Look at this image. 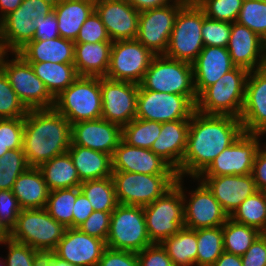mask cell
<instances>
[{"label":"cell","mask_w":266,"mask_h":266,"mask_svg":"<svg viewBox=\"0 0 266 266\" xmlns=\"http://www.w3.org/2000/svg\"><path fill=\"white\" fill-rule=\"evenodd\" d=\"M34 21L36 23V32L33 40H47L60 36L58 30V21L54 11L45 17L39 16Z\"/></svg>","instance_id":"9f6ffc18"},{"label":"cell","mask_w":266,"mask_h":266,"mask_svg":"<svg viewBox=\"0 0 266 266\" xmlns=\"http://www.w3.org/2000/svg\"><path fill=\"white\" fill-rule=\"evenodd\" d=\"M190 119L163 122L150 150L166 161L180 177V164L187 148Z\"/></svg>","instance_id":"d4e9b609"},{"label":"cell","mask_w":266,"mask_h":266,"mask_svg":"<svg viewBox=\"0 0 266 266\" xmlns=\"http://www.w3.org/2000/svg\"><path fill=\"white\" fill-rule=\"evenodd\" d=\"M248 71L235 67L207 87L196 102V111L205 115H230L239 118L245 100Z\"/></svg>","instance_id":"3957f363"},{"label":"cell","mask_w":266,"mask_h":266,"mask_svg":"<svg viewBox=\"0 0 266 266\" xmlns=\"http://www.w3.org/2000/svg\"><path fill=\"white\" fill-rule=\"evenodd\" d=\"M122 140V126L99 118L72 124L71 142L74 145L90 148L109 154Z\"/></svg>","instance_id":"ffe728a7"},{"label":"cell","mask_w":266,"mask_h":266,"mask_svg":"<svg viewBox=\"0 0 266 266\" xmlns=\"http://www.w3.org/2000/svg\"><path fill=\"white\" fill-rule=\"evenodd\" d=\"M29 167L23 149L6 152L0 157V190H12L16 179Z\"/></svg>","instance_id":"b9f144b4"},{"label":"cell","mask_w":266,"mask_h":266,"mask_svg":"<svg viewBox=\"0 0 266 266\" xmlns=\"http://www.w3.org/2000/svg\"><path fill=\"white\" fill-rule=\"evenodd\" d=\"M229 218L266 233V192L258 190L247 197Z\"/></svg>","instance_id":"d590c367"},{"label":"cell","mask_w":266,"mask_h":266,"mask_svg":"<svg viewBox=\"0 0 266 266\" xmlns=\"http://www.w3.org/2000/svg\"><path fill=\"white\" fill-rule=\"evenodd\" d=\"M142 89L184 96H197L192 63L155 55L139 83Z\"/></svg>","instance_id":"ba28073f"},{"label":"cell","mask_w":266,"mask_h":266,"mask_svg":"<svg viewBox=\"0 0 266 266\" xmlns=\"http://www.w3.org/2000/svg\"><path fill=\"white\" fill-rule=\"evenodd\" d=\"M0 266H6L5 262L0 260Z\"/></svg>","instance_id":"89a4df30"},{"label":"cell","mask_w":266,"mask_h":266,"mask_svg":"<svg viewBox=\"0 0 266 266\" xmlns=\"http://www.w3.org/2000/svg\"><path fill=\"white\" fill-rule=\"evenodd\" d=\"M14 58H4L2 70L19 100L28 109H51L55 98L49 93L43 81L34 73L30 63L25 61L18 53Z\"/></svg>","instance_id":"7c38bea8"},{"label":"cell","mask_w":266,"mask_h":266,"mask_svg":"<svg viewBox=\"0 0 266 266\" xmlns=\"http://www.w3.org/2000/svg\"><path fill=\"white\" fill-rule=\"evenodd\" d=\"M177 175H148L112 171L118 204L146 206L163 196L177 180Z\"/></svg>","instance_id":"9c48e42d"},{"label":"cell","mask_w":266,"mask_h":266,"mask_svg":"<svg viewBox=\"0 0 266 266\" xmlns=\"http://www.w3.org/2000/svg\"><path fill=\"white\" fill-rule=\"evenodd\" d=\"M201 33L204 46L227 47L230 39L231 23L205 17Z\"/></svg>","instance_id":"c3c4849f"},{"label":"cell","mask_w":266,"mask_h":266,"mask_svg":"<svg viewBox=\"0 0 266 266\" xmlns=\"http://www.w3.org/2000/svg\"><path fill=\"white\" fill-rule=\"evenodd\" d=\"M79 187L52 190L45 206L48 214L66 228H73V210Z\"/></svg>","instance_id":"f35d334b"},{"label":"cell","mask_w":266,"mask_h":266,"mask_svg":"<svg viewBox=\"0 0 266 266\" xmlns=\"http://www.w3.org/2000/svg\"><path fill=\"white\" fill-rule=\"evenodd\" d=\"M197 99L198 96L150 91L139 86L135 118L161 123L190 119Z\"/></svg>","instance_id":"8fae6325"},{"label":"cell","mask_w":266,"mask_h":266,"mask_svg":"<svg viewBox=\"0 0 266 266\" xmlns=\"http://www.w3.org/2000/svg\"><path fill=\"white\" fill-rule=\"evenodd\" d=\"M21 210L12 190H0V226L9 234L14 229Z\"/></svg>","instance_id":"f907efd6"},{"label":"cell","mask_w":266,"mask_h":266,"mask_svg":"<svg viewBox=\"0 0 266 266\" xmlns=\"http://www.w3.org/2000/svg\"><path fill=\"white\" fill-rule=\"evenodd\" d=\"M4 245L8 247V254L5 258L6 266H37L43 259L41 252L24 243L14 241L10 237Z\"/></svg>","instance_id":"7dc6e473"},{"label":"cell","mask_w":266,"mask_h":266,"mask_svg":"<svg viewBox=\"0 0 266 266\" xmlns=\"http://www.w3.org/2000/svg\"><path fill=\"white\" fill-rule=\"evenodd\" d=\"M105 248L104 240L83 233L78 228H67L52 252L76 266H97Z\"/></svg>","instance_id":"7402d4cb"},{"label":"cell","mask_w":266,"mask_h":266,"mask_svg":"<svg viewBox=\"0 0 266 266\" xmlns=\"http://www.w3.org/2000/svg\"><path fill=\"white\" fill-rule=\"evenodd\" d=\"M12 193L21 209L45 208L50 189L38 167H29L14 182Z\"/></svg>","instance_id":"83f0119b"},{"label":"cell","mask_w":266,"mask_h":266,"mask_svg":"<svg viewBox=\"0 0 266 266\" xmlns=\"http://www.w3.org/2000/svg\"><path fill=\"white\" fill-rule=\"evenodd\" d=\"M9 238V233L0 226V245L5 244Z\"/></svg>","instance_id":"003e7915"},{"label":"cell","mask_w":266,"mask_h":266,"mask_svg":"<svg viewBox=\"0 0 266 266\" xmlns=\"http://www.w3.org/2000/svg\"><path fill=\"white\" fill-rule=\"evenodd\" d=\"M239 119L243 132L266 134V72L262 68L248 73Z\"/></svg>","instance_id":"d6986e66"},{"label":"cell","mask_w":266,"mask_h":266,"mask_svg":"<svg viewBox=\"0 0 266 266\" xmlns=\"http://www.w3.org/2000/svg\"><path fill=\"white\" fill-rule=\"evenodd\" d=\"M262 69L266 72V55L263 61Z\"/></svg>","instance_id":"a7ac6f4b"},{"label":"cell","mask_w":266,"mask_h":266,"mask_svg":"<svg viewBox=\"0 0 266 266\" xmlns=\"http://www.w3.org/2000/svg\"><path fill=\"white\" fill-rule=\"evenodd\" d=\"M228 52L236 67L248 72L262 68L266 55V42L248 27L231 23Z\"/></svg>","instance_id":"cb8c5ba5"},{"label":"cell","mask_w":266,"mask_h":266,"mask_svg":"<svg viewBox=\"0 0 266 266\" xmlns=\"http://www.w3.org/2000/svg\"><path fill=\"white\" fill-rule=\"evenodd\" d=\"M154 56L155 54L136 39L114 41L105 77L139 84Z\"/></svg>","instance_id":"5bb4252c"},{"label":"cell","mask_w":266,"mask_h":266,"mask_svg":"<svg viewBox=\"0 0 266 266\" xmlns=\"http://www.w3.org/2000/svg\"><path fill=\"white\" fill-rule=\"evenodd\" d=\"M197 179L208 187L228 216L247 197L258 191L252 174L198 176Z\"/></svg>","instance_id":"603a6c76"},{"label":"cell","mask_w":266,"mask_h":266,"mask_svg":"<svg viewBox=\"0 0 266 266\" xmlns=\"http://www.w3.org/2000/svg\"><path fill=\"white\" fill-rule=\"evenodd\" d=\"M55 98L78 77L74 63L28 62Z\"/></svg>","instance_id":"836d02e7"},{"label":"cell","mask_w":266,"mask_h":266,"mask_svg":"<svg viewBox=\"0 0 266 266\" xmlns=\"http://www.w3.org/2000/svg\"><path fill=\"white\" fill-rule=\"evenodd\" d=\"M111 41L100 16L94 10L79 30L74 43H97Z\"/></svg>","instance_id":"681fc988"},{"label":"cell","mask_w":266,"mask_h":266,"mask_svg":"<svg viewBox=\"0 0 266 266\" xmlns=\"http://www.w3.org/2000/svg\"><path fill=\"white\" fill-rule=\"evenodd\" d=\"M129 2L139 13L158 8V7H163L166 5H170L176 0H126Z\"/></svg>","instance_id":"94428289"},{"label":"cell","mask_w":266,"mask_h":266,"mask_svg":"<svg viewBox=\"0 0 266 266\" xmlns=\"http://www.w3.org/2000/svg\"><path fill=\"white\" fill-rule=\"evenodd\" d=\"M28 109L19 100L7 75L0 70V119L25 117Z\"/></svg>","instance_id":"f6af8a7d"},{"label":"cell","mask_w":266,"mask_h":266,"mask_svg":"<svg viewBox=\"0 0 266 266\" xmlns=\"http://www.w3.org/2000/svg\"><path fill=\"white\" fill-rule=\"evenodd\" d=\"M7 54H8V51L4 45V42L0 38V70L2 69V64Z\"/></svg>","instance_id":"03108f58"},{"label":"cell","mask_w":266,"mask_h":266,"mask_svg":"<svg viewBox=\"0 0 266 266\" xmlns=\"http://www.w3.org/2000/svg\"><path fill=\"white\" fill-rule=\"evenodd\" d=\"M236 22L266 42V0H244Z\"/></svg>","instance_id":"7bdbcfd3"},{"label":"cell","mask_w":266,"mask_h":266,"mask_svg":"<svg viewBox=\"0 0 266 266\" xmlns=\"http://www.w3.org/2000/svg\"><path fill=\"white\" fill-rule=\"evenodd\" d=\"M24 117L0 119V157L9 150L22 149Z\"/></svg>","instance_id":"bcb514c9"},{"label":"cell","mask_w":266,"mask_h":266,"mask_svg":"<svg viewBox=\"0 0 266 266\" xmlns=\"http://www.w3.org/2000/svg\"><path fill=\"white\" fill-rule=\"evenodd\" d=\"M197 266H212L224 252L222 226L196 229Z\"/></svg>","instance_id":"ab89813d"},{"label":"cell","mask_w":266,"mask_h":266,"mask_svg":"<svg viewBox=\"0 0 266 266\" xmlns=\"http://www.w3.org/2000/svg\"><path fill=\"white\" fill-rule=\"evenodd\" d=\"M112 43H75L74 65L78 75L105 77L110 64Z\"/></svg>","instance_id":"f1b7e54d"},{"label":"cell","mask_w":266,"mask_h":266,"mask_svg":"<svg viewBox=\"0 0 266 266\" xmlns=\"http://www.w3.org/2000/svg\"><path fill=\"white\" fill-rule=\"evenodd\" d=\"M97 266H139L137 253L106 247Z\"/></svg>","instance_id":"db71d44e"},{"label":"cell","mask_w":266,"mask_h":266,"mask_svg":"<svg viewBox=\"0 0 266 266\" xmlns=\"http://www.w3.org/2000/svg\"><path fill=\"white\" fill-rule=\"evenodd\" d=\"M72 124L54 108L31 109L24 117L22 149L30 167L68 152Z\"/></svg>","instance_id":"7a4b0ae2"},{"label":"cell","mask_w":266,"mask_h":266,"mask_svg":"<svg viewBox=\"0 0 266 266\" xmlns=\"http://www.w3.org/2000/svg\"><path fill=\"white\" fill-rule=\"evenodd\" d=\"M112 171H124L148 175H177L176 171L150 149L128 145L123 140L115 148Z\"/></svg>","instance_id":"44dd1931"},{"label":"cell","mask_w":266,"mask_h":266,"mask_svg":"<svg viewBox=\"0 0 266 266\" xmlns=\"http://www.w3.org/2000/svg\"><path fill=\"white\" fill-rule=\"evenodd\" d=\"M79 188L95 211L113 212L118 205L112 176L82 182Z\"/></svg>","instance_id":"8d00e7d4"},{"label":"cell","mask_w":266,"mask_h":266,"mask_svg":"<svg viewBox=\"0 0 266 266\" xmlns=\"http://www.w3.org/2000/svg\"><path fill=\"white\" fill-rule=\"evenodd\" d=\"M74 41L62 37L33 40L17 53L27 62L74 63Z\"/></svg>","instance_id":"4316f807"},{"label":"cell","mask_w":266,"mask_h":266,"mask_svg":"<svg viewBox=\"0 0 266 266\" xmlns=\"http://www.w3.org/2000/svg\"><path fill=\"white\" fill-rule=\"evenodd\" d=\"M139 266H175L161 244L153 243L137 252Z\"/></svg>","instance_id":"f5cc1de1"},{"label":"cell","mask_w":266,"mask_h":266,"mask_svg":"<svg viewBox=\"0 0 266 266\" xmlns=\"http://www.w3.org/2000/svg\"><path fill=\"white\" fill-rule=\"evenodd\" d=\"M95 10V0H56L54 14L60 37L75 41L83 23Z\"/></svg>","instance_id":"f546056e"},{"label":"cell","mask_w":266,"mask_h":266,"mask_svg":"<svg viewBox=\"0 0 266 266\" xmlns=\"http://www.w3.org/2000/svg\"><path fill=\"white\" fill-rule=\"evenodd\" d=\"M192 65L197 96L217 82L225 73L236 67L227 47L214 46H204Z\"/></svg>","instance_id":"484cf974"},{"label":"cell","mask_w":266,"mask_h":266,"mask_svg":"<svg viewBox=\"0 0 266 266\" xmlns=\"http://www.w3.org/2000/svg\"><path fill=\"white\" fill-rule=\"evenodd\" d=\"M244 0H195L206 17L213 20L236 22Z\"/></svg>","instance_id":"ee69618b"},{"label":"cell","mask_w":266,"mask_h":266,"mask_svg":"<svg viewBox=\"0 0 266 266\" xmlns=\"http://www.w3.org/2000/svg\"><path fill=\"white\" fill-rule=\"evenodd\" d=\"M205 17L204 11L195 1H188L178 11L164 55L193 63L204 48L201 28Z\"/></svg>","instance_id":"5b68a950"},{"label":"cell","mask_w":266,"mask_h":266,"mask_svg":"<svg viewBox=\"0 0 266 266\" xmlns=\"http://www.w3.org/2000/svg\"><path fill=\"white\" fill-rule=\"evenodd\" d=\"M160 244L175 266L197 265L196 230L183 227L178 233L164 239Z\"/></svg>","instance_id":"e575fe53"},{"label":"cell","mask_w":266,"mask_h":266,"mask_svg":"<svg viewBox=\"0 0 266 266\" xmlns=\"http://www.w3.org/2000/svg\"><path fill=\"white\" fill-rule=\"evenodd\" d=\"M242 133V123L237 117L205 115L195 111L190 118L187 148L180 164V177L197 178Z\"/></svg>","instance_id":"6da1fadb"},{"label":"cell","mask_w":266,"mask_h":266,"mask_svg":"<svg viewBox=\"0 0 266 266\" xmlns=\"http://www.w3.org/2000/svg\"><path fill=\"white\" fill-rule=\"evenodd\" d=\"M243 266H266V233H261L241 256Z\"/></svg>","instance_id":"11a10c76"},{"label":"cell","mask_w":266,"mask_h":266,"mask_svg":"<svg viewBox=\"0 0 266 266\" xmlns=\"http://www.w3.org/2000/svg\"><path fill=\"white\" fill-rule=\"evenodd\" d=\"M198 185L195 191L189 192L190 199H186L183 186V177H181V192L184 202V227L196 230L200 228H213L223 226L229 218L219 202L215 199L213 193L208 187L197 178Z\"/></svg>","instance_id":"e0dca14e"},{"label":"cell","mask_w":266,"mask_h":266,"mask_svg":"<svg viewBox=\"0 0 266 266\" xmlns=\"http://www.w3.org/2000/svg\"><path fill=\"white\" fill-rule=\"evenodd\" d=\"M162 123L135 118L122 126V140L128 145L150 149L159 137Z\"/></svg>","instance_id":"60d3db41"},{"label":"cell","mask_w":266,"mask_h":266,"mask_svg":"<svg viewBox=\"0 0 266 266\" xmlns=\"http://www.w3.org/2000/svg\"><path fill=\"white\" fill-rule=\"evenodd\" d=\"M95 11L112 42L136 38L139 12L126 0H95Z\"/></svg>","instance_id":"ac0fdd59"},{"label":"cell","mask_w":266,"mask_h":266,"mask_svg":"<svg viewBox=\"0 0 266 266\" xmlns=\"http://www.w3.org/2000/svg\"><path fill=\"white\" fill-rule=\"evenodd\" d=\"M50 191L81 185L77 170L68 152L57 155L38 167Z\"/></svg>","instance_id":"d6a6232c"},{"label":"cell","mask_w":266,"mask_h":266,"mask_svg":"<svg viewBox=\"0 0 266 266\" xmlns=\"http://www.w3.org/2000/svg\"><path fill=\"white\" fill-rule=\"evenodd\" d=\"M111 213L94 210L86 221L77 228L83 233L106 242L110 228Z\"/></svg>","instance_id":"816d5d0a"},{"label":"cell","mask_w":266,"mask_h":266,"mask_svg":"<svg viewBox=\"0 0 266 266\" xmlns=\"http://www.w3.org/2000/svg\"><path fill=\"white\" fill-rule=\"evenodd\" d=\"M66 229L62 223L54 220L45 208L22 209L9 237L45 253L56 248Z\"/></svg>","instance_id":"52a82bcc"},{"label":"cell","mask_w":266,"mask_h":266,"mask_svg":"<svg viewBox=\"0 0 266 266\" xmlns=\"http://www.w3.org/2000/svg\"><path fill=\"white\" fill-rule=\"evenodd\" d=\"M146 230L152 243L160 244L164 239L178 233L184 227V202L181 192V177L163 196L143 206Z\"/></svg>","instance_id":"8992f818"},{"label":"cell","mask_w":266,"mask_h":266,"mask_svg":"<svg viewBox=\"0 0 266 266\" xmlns=\"http://www.w3.org/2000/svg\"><path fill=\"white\" fill-rule=\"evenodd\" d=\"M56 0H23L18 7L19 12H25L34 21L39 16L45 17L49 13L54 11V5Z\"/></svg>","instance_id":"6f0895ef"},{"label":"cell","mask_w":266,"mask_h":266,"mask_svg":"<svg viewBox=\"0 0 266 266\" xmlns=\"http://www.w3.org/2000/svg\"><path fill=\"white\" fill-rule=\"evenodd\" d=\"M23 0H0V21L9 13L15 11Z\"/></svg>","instance_id":"e7e4bbea"},{"label":"cell","mask_w":266,"mask_h":266,"mask_svg":"<svg viewBox=\"0 0 266 266\" xmlns=\"http://www.w3.org/2000/svg\"><path fill=\"white\" fill-rule=\"evenodd\" d=\"M71 156L81 183L112 176V159L109 154L70 143Z\"/></svg>","instance_id":"4dcf8cb0"},{"label":"cell","mask_w":266,"mask_h":266,"mask_svg":"<svg viewBox=\"0 0 266 266\" xmlns=\"http://www.w3.org/2000/svg\"><path fill=\"white\" fill-rule=\"evenodd\" d=\"M36 23L19 8L9 13L0 21V37L8 52L17 53L28 42L33 41Z\"/></svg>","instance_id":"1f68e13d"},{"label":"cell","mask_w":266,"mask_h":266,"mask_svg":"<svg viewBox=\"0 0 266 266\" xmlns=\"http://www.w3.org/2000/svg\"><path fill=\"white\" fill-rule=\"evenodd\" d=\"M263 134L243 132L224 149L199 176H225L252 174L256 153L262 146Z\"/></svg>","instance_id":"9a60e30c"},{"label":"cell","mask_w":266,"mask_h":266,"mask_svg":"<svg viewBox=\"0 0 266 266\" xmlns=\"http://www.w3.org/2000/svg\"><path fill=\"white\" fill-rule=\"evenodd\" d=\"M102 116L104 120L120 126L136 117L139 84L100 77Z\"/></svg>","instance_id":"2e32d148"},{"label":"cell","mask_w":266,"mask_h":266,"mask_svg":"<svg viewBox=\"0 0 266 266\" xmlns=\"http://www.w3.org/2000/svg\"><path fill=\"white\" fill-rule=\"evenodd\" d=\"M53 108L71 124L101 118L100 77L79 76L67 89L55 97Z\"/></svg>","instance_id":"277c9868"},{"label":"cell","mask_w":266,"mask_h":266,"mask_svg":"<svg viewBox=\"0 0 266 266\" xmlns=\"http://www.w3.org/2000/svg\"><path fill=\"white\" fill-rule=\"evenodd\" d=\"M212 266H243L241 256L223 252Z\"/></svg>","instance_id":"be15d7a7"},{"label":"cell","mask_w":266,"mask_h":266,"mask_svg":"<svg viewBox=\"0 0 266 266\" xmlns=\"http://www.w3.org/2000/svg\"><path fill=\"white\" fill-rule=\"evenodd\" d=\"M42 258L43 259L37 264V266H76L61 259L53 252L42 253Z\"/></svg>","instance_id":"6125c7cd"},{"label":"cell","mask_w":266,"mask_h":266,"mask_svg":"<svg viewBox=\"0 0 266 266\" xmlns=\"http://www.w3.org/2000/svg\"><path fill=\"white\" fill-rule=\"evenodd\" d=\"M152 244L146 230L143 206L118 204L111 213L106 247L137 253Z\"/></svg>","instance_id":"30bf717a"},{"label":"cell","mask_w":266,"mask_h":266,"mask_svg":"<svg viewBox=\"0 0 266 266\" xmlns=\"http://www.w3.org/2000/svg\"><path fill=\"white\" fill-rule=\"evenodd\" d=\"M224 252L242 256L261 232L251 226L235 222L231 218L222 226Z\"/></svg>","instance_id":"74e56055"},{"label":"cell","mask_w":266,"mask_h":266,"mask_svg":"<svg viewBox=\"0 0 266 266\" xmlns=\"http://www.w3.org/2000/svg\"><path fill=\"white\" fill-rule=\"evenodd\" d=\"M73 210V228L80 226L94 211L89 199L80 192L77 195Z\"/></svg>","instance_id":"91938a15"},{"label":"cell","mask_w":266,"mask_h":266,"mask_svg":"<svg viewBox=\"0 0 266 266\" xmlns=\"http://www.w3.org/2000/svg\"><path fill=\"white\" fill-rule=\"evenodd\" d=\"M263 147L256 153L252 176L257 189L266 192V144Z\"/></svg>","instance_id":"680465c9"},{"label":"cell","mask_w":266,"mask_h":266,"mask_svg":"<svg viewBox=\"0 0 266 266\" xmlns=\"http://www.w3.org/2000/svg\"><path fill=\"white\" fill-rule=\"evenodd\" d=\"M187 2L176 0L170 5L140 12L138 33L135 39L153 54L164 55L178 11Z\"/></svg>","instance_id":"4fadbf2b"}]
</instances>
